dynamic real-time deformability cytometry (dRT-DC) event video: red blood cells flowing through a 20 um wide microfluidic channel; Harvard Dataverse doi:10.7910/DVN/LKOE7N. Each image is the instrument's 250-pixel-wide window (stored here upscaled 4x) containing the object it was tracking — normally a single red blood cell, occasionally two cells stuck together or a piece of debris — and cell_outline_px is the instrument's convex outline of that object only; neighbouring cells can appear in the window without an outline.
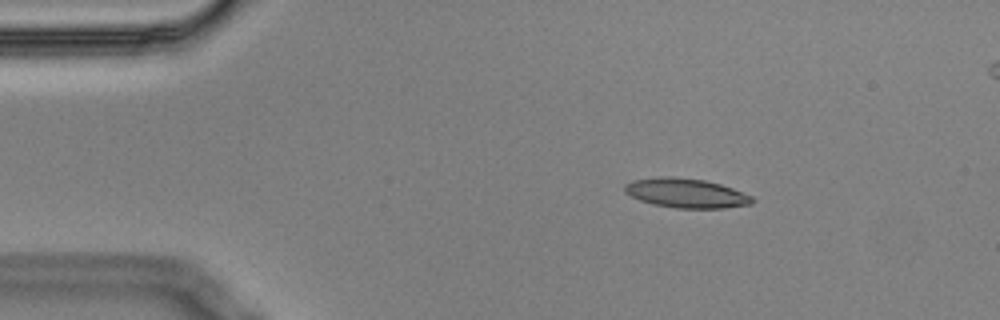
{"species": "Egyptian fruit bat (a non-hibernating species)", "species_latin": "Rousettus aegyptiacus", "temperature_condition": "cold", "stored_images_in_passage": 6, "camera_frame_rate_fps": 3000, "um_per_image_px": 0.085, "animal": {"sex": "male"}, "frame": {"image": 1, "passage_image": 3, "time_ms": 0.667, "image_size_px": [1000, 320], "cell_outline_px": [[756, 200], [752, 204], [724, 208], [676, 208], [652, 204], [640, 200], [624, 192], [624, 184], [632, 180], [660, 176], [672, 176], [704, 180], [720, 184], [732, 188], [752, 196]], "centroid_in_image_um": [58.31, 16.41], "position_along_channel_um": 26.7, "area_um2": 21.96}}
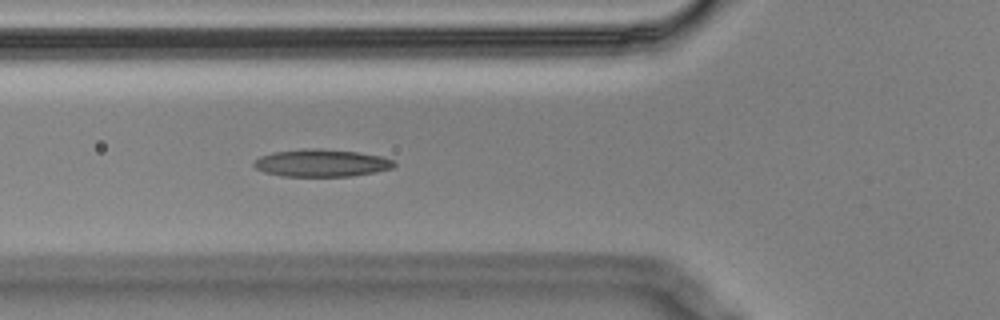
{"frame": {"image": 2, "passage_image": 6, "time_ms": 1.667, "image_size_px": [1000, 320], "cell_outline_px": [[396, 164], [392, 168], [376, 172], [352, 176], [284, 176], [264, 172], [256, 168], [252, 164], [260, 156], [272, 152], [304, 148], [320, 148], [356, 152], [380, 156], [392, 160]], "centroid_in_image_um": [27.3, 13.85], "position_along_channel_um": 98.5, "area_um2": 22.37}}